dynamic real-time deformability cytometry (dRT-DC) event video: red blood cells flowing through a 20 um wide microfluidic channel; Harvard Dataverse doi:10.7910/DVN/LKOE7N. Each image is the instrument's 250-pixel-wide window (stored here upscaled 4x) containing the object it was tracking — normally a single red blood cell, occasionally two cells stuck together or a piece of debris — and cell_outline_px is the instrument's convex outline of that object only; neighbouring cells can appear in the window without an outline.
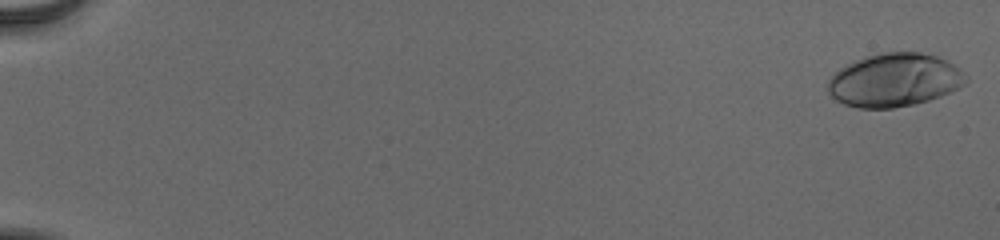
{"species": "human", "species_latin": "Homo sapiens", "temperature_condition": "cold", "stored_images_in_passage": 55, "camera_frame_rate_fps": 3000, "um_per_image_px": 0.085, "donor": {"sex": "male"}, "frame": {"image": 1, "passage_image": 1, "time_ms": 0.0, "image_size_px": [1000, 240], "cell_outline_px": [[968, 80], [964, 84], [940, 96], [928, 100], [912, 104], [892, 108], [856, 108], [844, 104], [836, 100], [828, 92], [828, 80], [840, 68], [856, 60], [868, 56], [884, 52], [920, 52], [936, 56], [948, 60], [960, 68], [968, 76]], "centroid_in_image_um": [76.04, 6.8], "position_along_channel_um": 9.0, "area_um2": 42.71}}
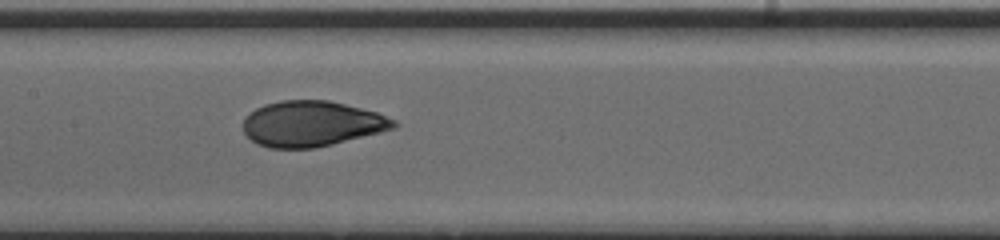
{"frame": {"image": 2, "passage_image": 30, "time_ms": 9.667, "image_size_px": [1000, 240], "cell_outline_px": [[400, 124], [396, 128], [316, 148], [268, 148], [256, 144], [244, 132], [244, 116], [256, 108], [264, 104], [280, 100], [328, 100], [376, 112], [396, 120]], "centroid_in_image_um": [26.49, 10.52], "position_along_channel_um": 180.9, "area_um2": 40.0}}
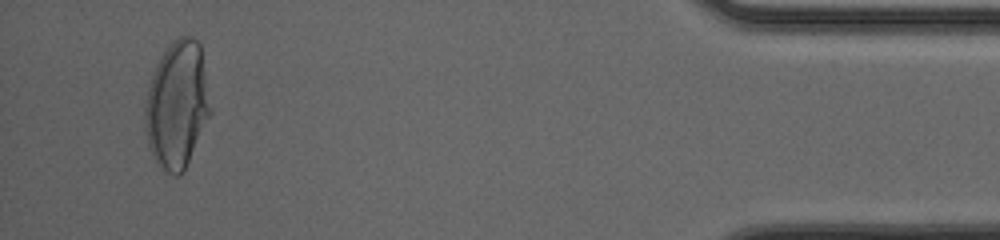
{"frame": {"image": 3, "passage_image": 53, "time_ms": 17.333, "image_size_px": [1000, 240], "cell_outline_px": [[212, 112], [184, 172], [180, 176], [172, 176], [156, 164], [152, 156], [148, 144], [144, 128], [144, 108], [148, 88], [156, 64], [172, 40], [180, 36], [192, 36], [200, 44], [212, 108]], "centroid_in_image_um": [15.05, 8.95], "position_along_channel_um": 420.1, "area_um2": 49.01}, "authors_computed_cell_mechanics": {"area_um2": 40.5756, "velocity_mm_per_s": 3.8971, "shape_relaxation_time_tau1_ms": 3.8954, "shape_relaxation_time_tau2_ms": null, "deformation_change_tau1": 0.1832, "deformation_change_tau2": null}}